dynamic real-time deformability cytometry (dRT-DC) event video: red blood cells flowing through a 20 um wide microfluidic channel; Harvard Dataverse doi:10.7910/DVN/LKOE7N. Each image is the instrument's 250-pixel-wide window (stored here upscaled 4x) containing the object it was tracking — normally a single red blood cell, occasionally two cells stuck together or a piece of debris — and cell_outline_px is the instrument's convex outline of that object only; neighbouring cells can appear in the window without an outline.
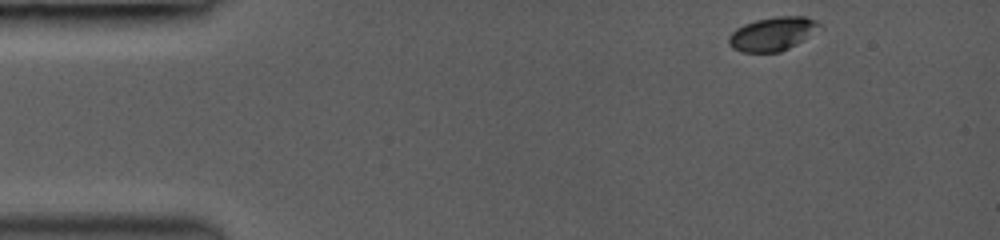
{"species": "common noctule bat (a hibernating species)", "species_latin": "Nyctalus noctula", "temperature_condition": "room temperature", "stored_images_in_passage": 7, "camera_frame_rate_fps": 3000, "um_per_image_px": 0.085, "animal": {"sex": "female", "body_mass_g": 19.0, "forearm_length_mm": 53.3}, "frame": {"image": 1, "passage_image": 1, "time_ms": 0.0, "image_size_px": [1000, 240], "cell_outline_px": [[824, 28], [796, 44], [780, 52], [740, 52], [732, 48], [728, 44], [728, 36], [736, 28], [744, 24], [756, 20], [776, 16], [804, 16], [816, 20]], "centroid_in_image_um": [65.68, 2.87], "position_along_channel_um": 19.3, "area_um2": 18.03}}
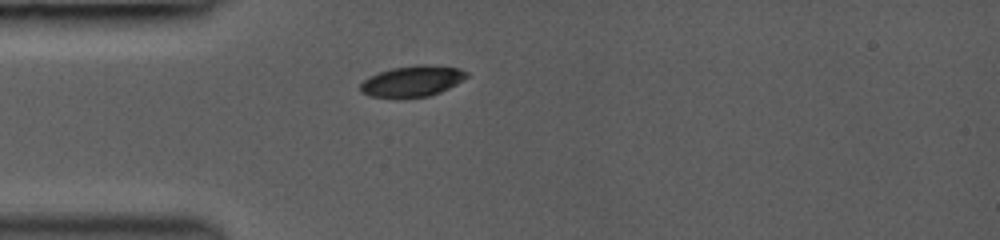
{"frame": {"image": 2, "passage_image": 5, "time_ms": 2.667, "image_size_px": [1000, 240], "cell_outline_px": [[468, 76], [456, 84], [440, 92], [428, 96], [368, 96], [360, 92], [360, 84], [368, 76], [392, 68], [420, 64], [424, 64], [460, 68], [468, 72]], "centroid_in_image_um": [35.05, 6.87], "position_along_channel_um": 50.0, "area_um2": 18.79}}
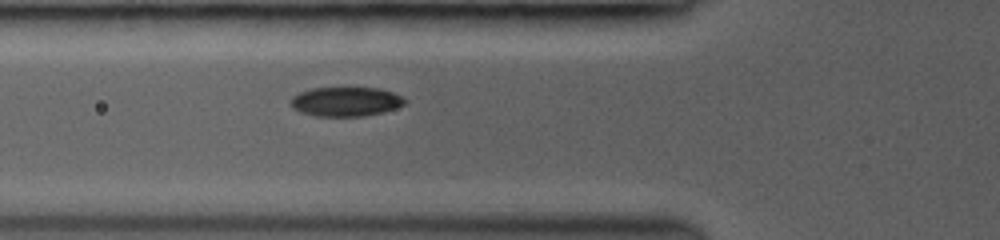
{"frame": {"image": 3, "passage_image": 7, "time_ms": 4.0, "image_size_px": [1000, 240], "cell_outline_px": [[408, 100], [404, 104], [396, 108], [384, 112], [364, 116], [316, 116], [300, 112], [292, 108], [292, 96], [300, 92], [312, 88], [380, 88], [392, 92]], "centroid_in_image_um": [29.41, 8.64], "position_along_channel_um": 96.4, "area_um2": 19.48}}